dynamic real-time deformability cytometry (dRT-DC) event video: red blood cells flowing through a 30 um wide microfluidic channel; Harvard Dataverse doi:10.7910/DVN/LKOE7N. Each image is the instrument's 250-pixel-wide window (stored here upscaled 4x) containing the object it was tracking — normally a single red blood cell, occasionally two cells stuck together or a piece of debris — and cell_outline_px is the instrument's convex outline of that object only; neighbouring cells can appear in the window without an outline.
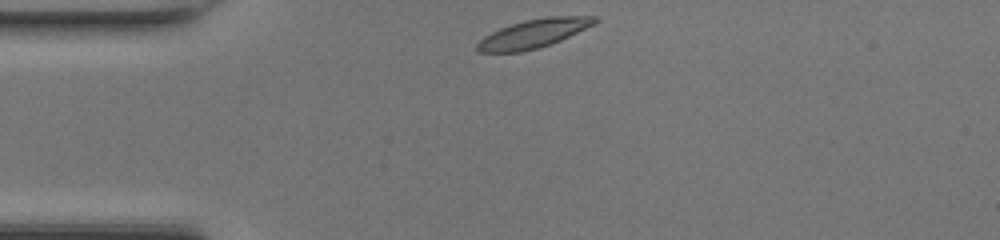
{"species": "common noctule bat (a hibernating species)", "species_latin": "Nyctalus noctula", "temperature_condition": "room temperature", "stored_images_in_passage": 11, "camera_frame_rate_fps": 3000, "um_per_image_px": 0.085, "animal": {"sex": "female", "body_mass_g": 17.0, "forearm_length_mm": 48.0}, "frame": {"image": 1, "passage_image": 1, "time_ms": 0.0, "image_size_px": [1000, 240], "cell_outline_px": [[600, 20], [552, 44], [520, 52], [476, 52], [476, 44], [484, 36], [500, 28], [524, 20], [548, 16], [596, 16]], "centroid_in_image_um": [45.31, 2.85], "position_along_channel_um": 39.7, "area_um2": 19.36}}
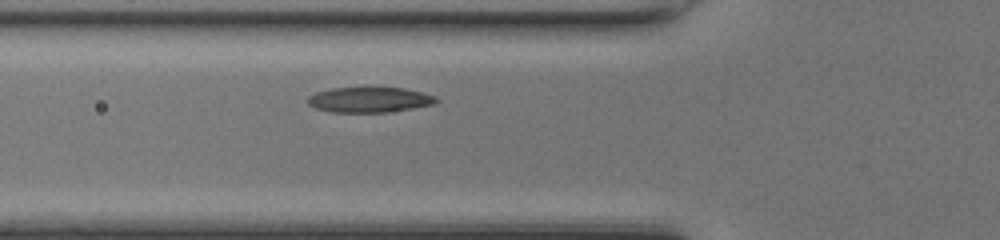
{"frame": {"image": 2, "passage_image": 7, "time_ms": 2.0, "image_size_px": [1000, 240], "cell_outline_px": [[440, 100], [436, 104], [388, 112], [332, 112], [316, 108], [308, 104], [304, 100], [308, 96], [316, 92], [332, 88], [404, 88], [424, 92], [436, 96]], "centroid_in_image_um": [31.42, 8.48], "position_along_channel_um": 94.4, "area_um2": 19.07}}
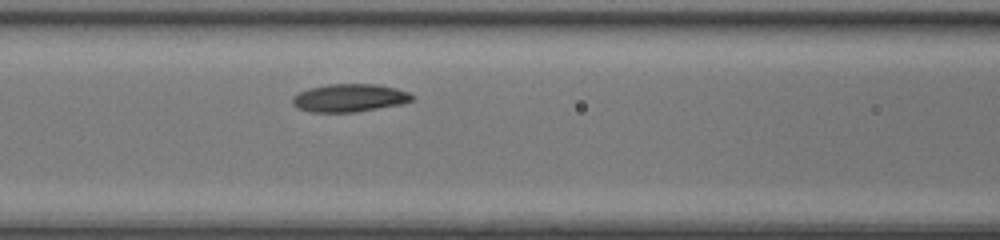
{"frame": {"image": 3, "passage_image": 10, "time_ms": 3.0, "image_size_px": [1000, 240], "cell_outline_px": [[416, 96], [412, 100], [400, 104], [356, 112], [308, 112], [296, 108], [292, 104], [292, 96], [308, 88], [328, 84], [376, 84], [396, 88], [408, 92]], "centroid_in_image_um": [29.67, 8.32], "position_along_channel_um": 136.9, "area_um2": 19.59}}